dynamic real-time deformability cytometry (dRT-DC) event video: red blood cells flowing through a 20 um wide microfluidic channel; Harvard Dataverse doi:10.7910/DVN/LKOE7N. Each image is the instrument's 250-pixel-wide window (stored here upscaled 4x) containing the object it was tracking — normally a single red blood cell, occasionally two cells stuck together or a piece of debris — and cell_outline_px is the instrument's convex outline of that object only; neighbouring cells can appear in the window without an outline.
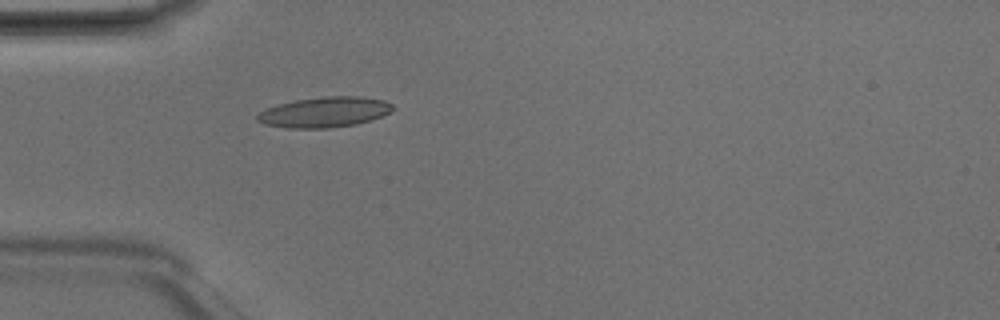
{"species": "Egyptian fruit bat (a non-hibernating species)", "species_latin": "Rousettus aegyptiacus", "temperature_condition": "room temperature", "stored_images_in_passage": 2, "camera_frame_rate_fps": 3000, "um_per_image_px": 0.085, "animal": {"sex": "male"}, "frame": {"image": 1, "passage_image": 2, "time_ms": 0.333, "image_size_px": [1000, 320], "cell_outline_px": [[396, 108], [372, 120], [356, 124], [328, 128], [288, 128], [264, 124], [256, 120], [256, 116], [260, 112], [268, 108], [280, 104], [296, 100], [324, 96], [360, 96], [384, 100], [392, 104]], "centroid_in_image_um": [27.6, 9.53], "position_along_channel_um": 57.4, "area_um2": 23.87}}